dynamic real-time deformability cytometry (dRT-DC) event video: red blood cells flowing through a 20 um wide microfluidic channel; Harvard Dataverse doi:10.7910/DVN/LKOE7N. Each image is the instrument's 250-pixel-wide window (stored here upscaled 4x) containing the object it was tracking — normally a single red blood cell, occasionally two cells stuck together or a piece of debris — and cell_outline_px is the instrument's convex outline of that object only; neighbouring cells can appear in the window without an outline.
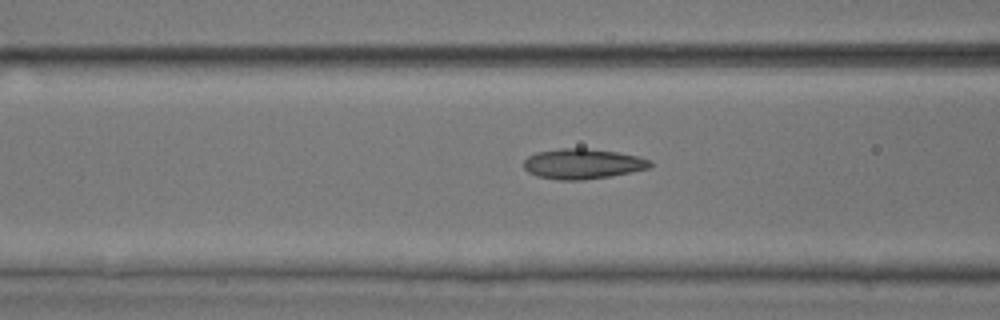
{"species": "common noctule bat (a hibernating species)", "species_latin": "Nyctalus noctula", "temperature_condition": "room temperature", "stored_images_in_passage": 37, "camera_frame_rate_fps": 3000, "um_per_image_px": 0.085, "animal": {"sex": "male", "body_mass_g": 17.9, "forearm_length_mm": 54.2}, "frame": {"image": 1, "passage_image": 15, "time_ms": 4.667, "image_size_px": [1000, 320], "cell_outline_px": [[652, 164], [648, 168], [608, 176], [584, 180], [560, 180], [536, 176], [528, 172], [524, 168], [524, 160], [528, 156], [536, 152], [560, 148], [584, 148], [616, 152], [640, 156], [652, 160]], "centroid_in_image_um": [49.5, 13.92], "position_along_channel_um": 117.1, "area_um2": 22.2}}
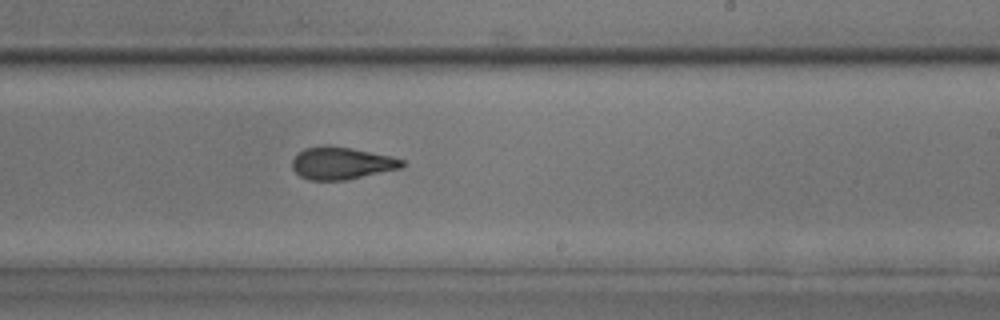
{"frame": {"image": 2, "passage_image": 26, "time_ms": 8.333, "image_size_px": [1000, 320], "cell_outline_px": [[408, 164], [404, 168], [348, 180], [308, 180], [300, 176], [292, 168], [292, 160], [304, 148], [320, 144], [328, 144], [352, 148], [392, 156], [404, 160]], "centroid_in_image_um": [29.08, 13.86], "position_along_channel_um": 259.9, "area_um2": 21.27}}
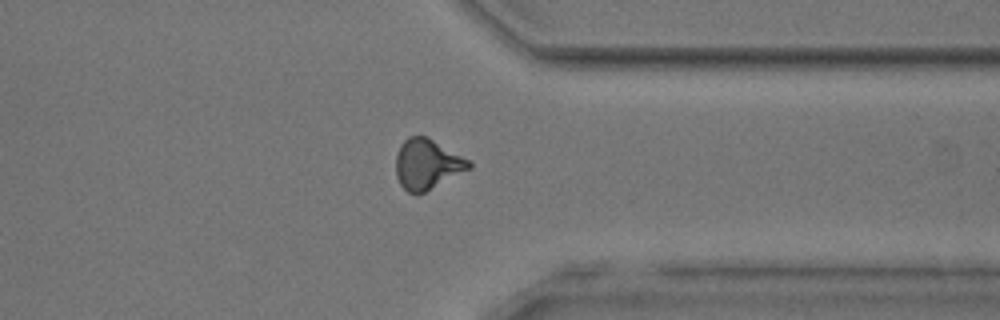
{"frame": {"image": 3, "passage_image": 35, "time_ms": 11.333, "image_size_px": [1000, 320], "cell_outline_px": [[472, 168], [416, 196], [408, 192], [400, 184], [396, 176], [396, 152], [400, 144], [408, 136], [428, 136], [468, 160], [472, 164]], "centroid_in_image_um": [36.28, 13.96], "position_along_channel_um": 375.1, "area_um2": 21.44}}